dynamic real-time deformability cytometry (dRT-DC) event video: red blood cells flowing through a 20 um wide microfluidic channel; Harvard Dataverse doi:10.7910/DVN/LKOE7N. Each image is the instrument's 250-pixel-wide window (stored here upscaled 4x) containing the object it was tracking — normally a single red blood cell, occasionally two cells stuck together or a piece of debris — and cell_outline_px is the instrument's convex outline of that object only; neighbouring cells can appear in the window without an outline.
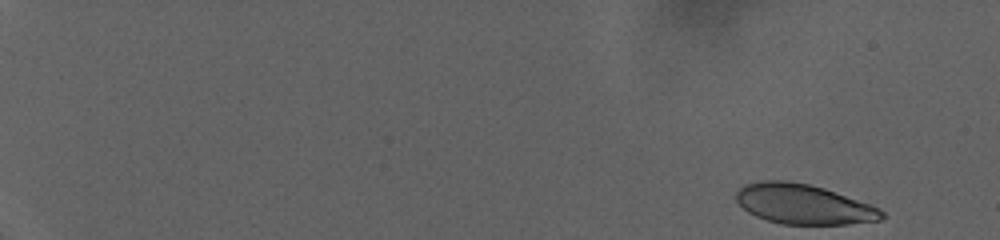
{"species": "human", "species_latin": "Homo sapiens", "temperature_condition": "warm", "stored_images_in_passage": 73, "camera_frame_rate_fps": 3000, "um_per_image_px": 0.085, "donor": {"sex": "female"}, "frame": {"image": 1, "passage_image": 1, "time_ms": 0.0, "image_size_px": [1000, 240], "cell_outline_px": [[884, 216], [880, 220], [848, 224], [780, 224], [756, 216], [748, 212], [736, 200], [736, 192], [744, 184], [760, 180], [788, 180], [808, 184], [824, 188], [872, 204], [880, 208], [884, 212]], "centroid_in_image_um": [68.31, 17.34], "position_along_channel_um": 16.7, "area_um2": 33.99}}
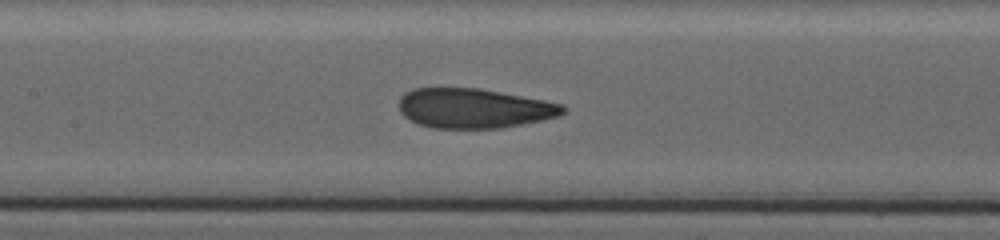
{"frame": {"image": 2, "passage_image": 39, "time_ms": 12.667, "image_size_px": [1000, 240], "cell_outline_px": [[568, 108], [560, 116], [500, 128], [432, 128], [408, 120], [400, 112], [400, 96], [404, 92], [412, 88], [480, 88], [544, 100], [564, 104]], "centroid_in_image_um": [40.28, 9.2], "position_along_channel_um": 167.1, "area_um2": 38.03}}
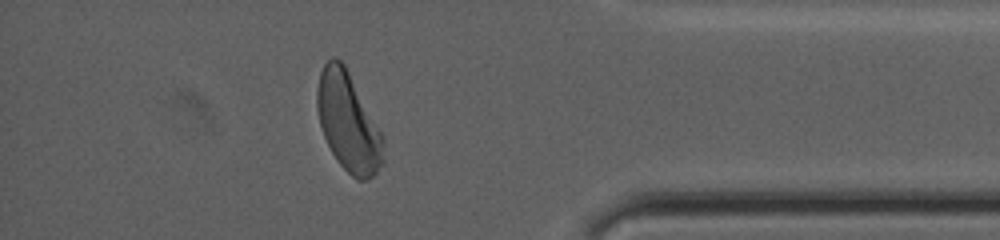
{"frame": {"image": 3, "passage_image": 66, "time_ms": 21.667, "image_size_px": [1000, 240], "cell_outline_px": [[384, 164], [368, 180], [356, 180], [340, 164], [332, 152], [324, 136], [320, 124], [316, 108], [316, 88], [320, 72], [324, 64], [332, 56], [336, 56], [344, 64], [380, 132], [384, 140]], "centroid_in_image_um": [29.58, 10.39], "position_along_channel_um": 405.6, "area_um2": 37.69}, "authors_computed_cell_mechanics": {"area_um2": 37.8012, "velocity_mm_per_s": 2.8551, "shape_relaxation_time_tau1_ms": 6.2802, "shape_relaxation_time_tau2_ms": 1.065, "deformation_change_tau1": 0.1889, "deformation_change_tau2": 0.0771}}